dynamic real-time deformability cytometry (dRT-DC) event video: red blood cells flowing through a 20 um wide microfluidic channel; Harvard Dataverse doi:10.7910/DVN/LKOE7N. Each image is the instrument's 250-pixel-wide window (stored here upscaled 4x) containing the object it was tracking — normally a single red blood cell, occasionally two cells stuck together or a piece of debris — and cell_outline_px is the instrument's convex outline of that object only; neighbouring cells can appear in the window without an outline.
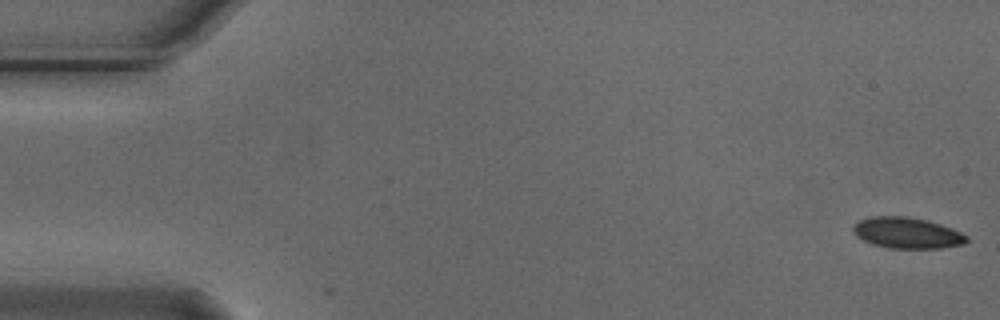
{"species": "Egyptian fruit bat (a non-hibernating species)", "species_latin": "Rousettus aegyptiacus", "temperature_condition": "cold", "stored_images_in_passage": 2, "camera_frame_rate_fps": 3000, "um_per_image_px": 0.085, "animal": {"sex": "male"}, "frame": {"image": 1, "passage_image": 1, "time_ms": 0.0, "image_size_px": [1000, 320], "cell_outline_px": [[968, 240], [964, 244], [940, 248], [888, 248], [872, 244], [856, 236], [852, 232], [852, 228], [860, 220], [872, 216], [908, 216], [928, 220], [940, 224], [960, 232], [968, 236]], "centroid_in_image_um": [77.09, 19.79], "position_along_channel_um": 7.9, "area_um2": 20.52}}